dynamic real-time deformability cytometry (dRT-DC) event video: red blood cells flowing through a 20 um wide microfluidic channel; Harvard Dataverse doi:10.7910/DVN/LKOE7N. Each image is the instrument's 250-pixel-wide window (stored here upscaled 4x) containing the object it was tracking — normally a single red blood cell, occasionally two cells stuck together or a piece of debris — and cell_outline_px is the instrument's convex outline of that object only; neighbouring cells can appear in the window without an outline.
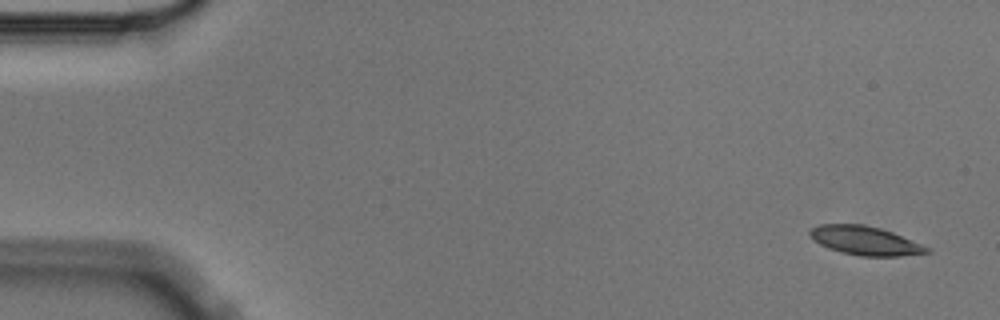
{"species": "Egyptian fruit bat (a non-hibernating species)", "species_latin": "Rousettus aegyptiacus", "temperature_condition": "cold", "stored_images_in_passage": 5, "camera_frame_rate_fps": 3000, "um_per_image_px": 0.085, "animal": {"sex": "male"}, "frame": {"image": 1, "passage_image": 1, "time_ms": 0.0, "image_size_px": [1000, 320], "cell_outline_px": [[932, 252], [900, 256], [860, 256], [840, 252], [828, 248], [820, 244], [808, 232], [812, 228], [820, 224], [864, 224], [880, 228], [892, 232], [932, 248]], "centroid_in_image_um": [73.58, 20.46], "position_along_channel_um": 11.4, "area_um2": 19.59}}